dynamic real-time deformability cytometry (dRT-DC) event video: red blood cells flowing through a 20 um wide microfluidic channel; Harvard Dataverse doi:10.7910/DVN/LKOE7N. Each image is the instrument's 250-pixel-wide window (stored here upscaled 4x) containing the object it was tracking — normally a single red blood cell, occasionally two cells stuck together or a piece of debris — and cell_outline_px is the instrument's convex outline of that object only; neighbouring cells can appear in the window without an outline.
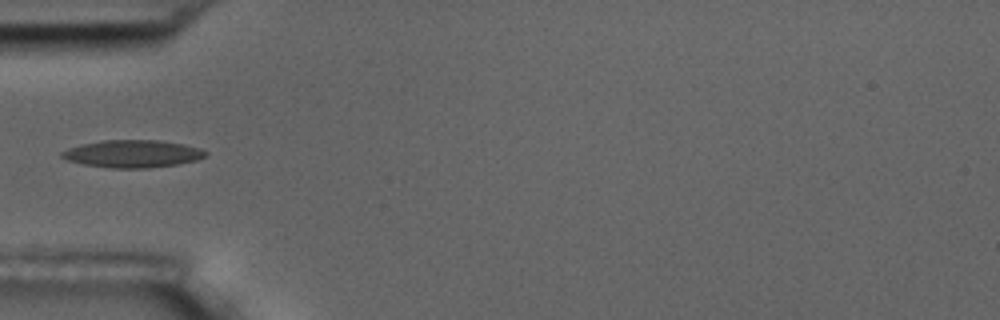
{"species": "common noctule bat (a hibernating species)", "species_latin": "Nyctalus noctula", "temperature_condition": "room temperature", "stored_images_in_passage": 6, "camera_frame_rate_fps": 3000, "um_per_image_px": 0.085, "animal": {"sex": "male", "body_mass_g": 17.5, "forearm_length_mm": 52.3}, "frame": {"image": 1, "passage_image": 6, "time_ms": 5.667, "image_size_px": [1000, 320], "cell_outline_px": [[208, 152], [204, 156], [196, 160], [176, 164], [148, 168], [112, 168], [84, 164], [68, 160], [60, 156], [60, 152], [68, 148], [80, 144], [100, 140], [160, 140], [184, 144], [200, 148]], "centroid_in_image_um": [11.25, 13.06], "position_along_channel_um": 73.8, "area_um2": 23.0}}